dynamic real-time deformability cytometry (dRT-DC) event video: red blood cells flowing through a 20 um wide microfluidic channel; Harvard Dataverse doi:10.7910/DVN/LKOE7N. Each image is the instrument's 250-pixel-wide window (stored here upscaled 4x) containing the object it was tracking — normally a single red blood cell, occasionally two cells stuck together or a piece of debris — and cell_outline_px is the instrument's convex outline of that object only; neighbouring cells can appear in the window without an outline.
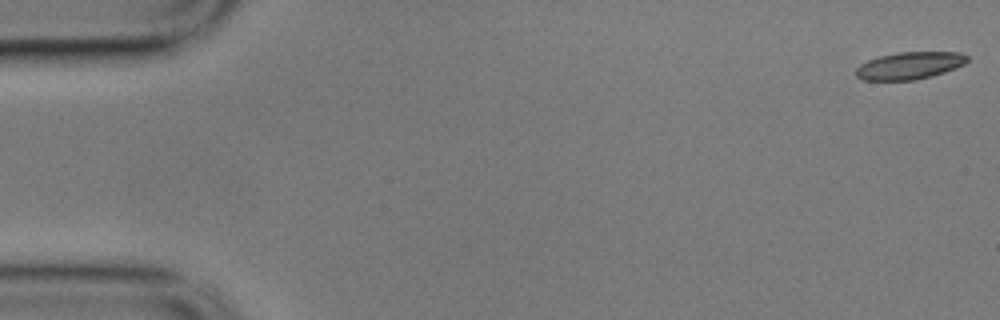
{"species": "common noctule bat (a hibernating species)", "species_latin": "Nyctalus noctula", "temperature_condition": "cold", "stored_images_in_passage": 7, "camera_frame_rate_fps": 3000, "um_per_image_px": 0.085, "animal": {"sex": "male", "body_mass_g": 17.9}, "frame": {"image": 1, "passage_image": 1, "time_ms": 0.0, "image_size_px": [1000, 320], "cell_outline_px": [[968, 60], [964, 64], [956, 68], [932, 76], [916, 80], [864, 80], [856, 76], [856, 68], [860, 64], [868, 60], [880, 56], [896, 52], [960, 52], [968, 56]], "centroid_in_image_um": [77.32, 5.57], "position_along_channel_um": 7.7, "area_um2": 17.74}}